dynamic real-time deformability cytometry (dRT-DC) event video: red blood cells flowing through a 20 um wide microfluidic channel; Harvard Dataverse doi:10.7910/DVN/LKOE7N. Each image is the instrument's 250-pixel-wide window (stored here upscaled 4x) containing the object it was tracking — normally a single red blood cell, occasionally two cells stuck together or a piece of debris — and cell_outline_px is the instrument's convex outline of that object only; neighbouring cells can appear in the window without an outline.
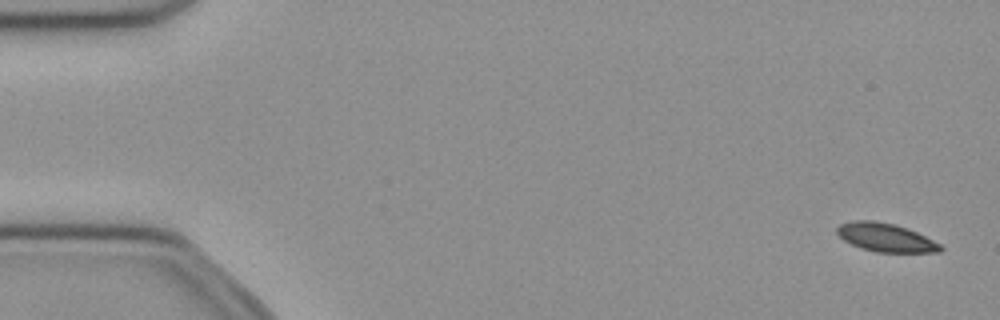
{"species": "common noctule bat (a hibernating species)", "species_latin": "Nyctalus noctula", "temperature_condition": "cold", "stored_images_in_passage": 52, "camera_frame_rate_fps": 3000, "um_per_image_px": 0.085, "animal": {"sex": "female", "body_mass_g": 21.9}, "frame": {"image": 1, "passage_image": 2, "time_ms": 0.333, "image_size_px": [1000, 320], "cell_outline_px": [[944, 248], [940, 252], [876, 252], [860, 248], [844, 240], [836, 232], [836, 228], [840, 224], [852, 220], [872, 220], [896, 224], [916, 232], [940, 244]], "centroid_in_image_um": [75.26, 20.18], "position_along_channel_um": 9.7, "area_um2": 17.11}}
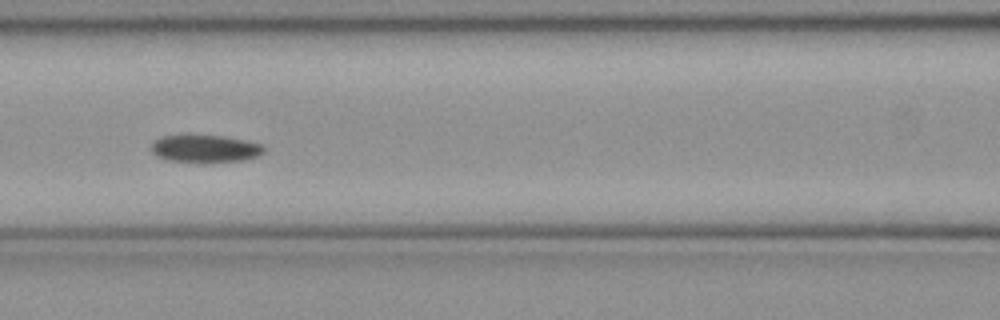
{"frame": {"image": 2, "passage_image": 23, "time_ms": 7.333, "image_size_px": [1000, 320], "cell_outline_px": [[264, 152], [256, 156], [244, 160], [204, 164], [168, 160], [156, 156], [152, 152], [152, 144], [160, 136], [224, 136], [264, 144]], "centroid_in_image_um": [17.46, 12.67], "position_along_channel_um": 149.1, "area_um2": 18.26}}
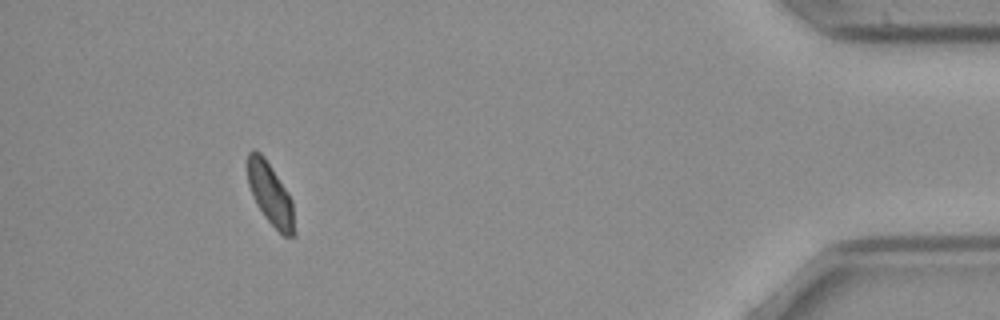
{"frame": {"image": 3, "passage_image": 48, "time_ms": 15.667, "image_size_px": [1000, 320], "cell_outline_px": [[296, 236], [284, 236], [264, 216], [256, 204], [252, 196], [248, 184], [248, 152], [252, 148], [260, 152], [264, 156], [288, 192], [292, 200], [296, 232]], "centroid_in_image_um": [22.99, 16.5], "position_along_channel_um": 412.2, "area_um2": 16.99}, "authors_computed_cell_mechanics": {"area_um2": 18.0914, "velocity_mm_per_s": 3.9406, "shape_relaxation_time_tau1_ms": 8.0791, "shape_relaxation_time_tau2_ms": null, "deformation_change_tau1": 0.0895, "deformation_change_tau2": null}}